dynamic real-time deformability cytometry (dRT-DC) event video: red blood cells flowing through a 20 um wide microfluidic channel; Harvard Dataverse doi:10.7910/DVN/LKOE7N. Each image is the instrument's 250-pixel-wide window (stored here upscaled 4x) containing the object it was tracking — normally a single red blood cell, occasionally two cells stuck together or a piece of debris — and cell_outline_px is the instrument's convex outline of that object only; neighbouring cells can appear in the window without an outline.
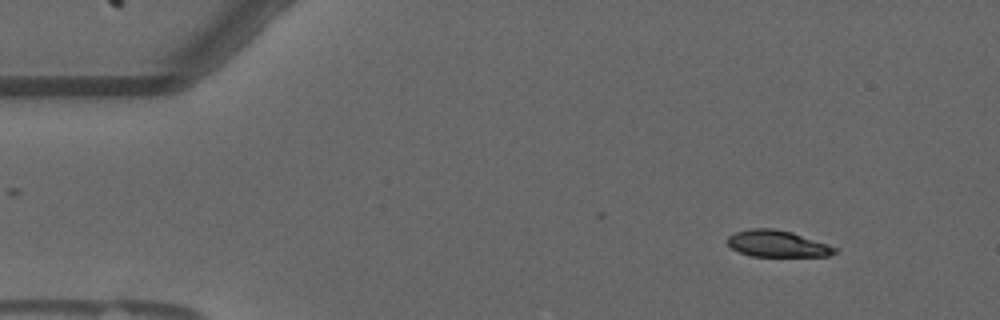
{"species": "common noctule bat (a hibernating species)", "species_latin": "Nyctalus noctula", "temperature_condition": "warm", "stored_images_in_passage": 25, "camera_frame_rate_fps": 3000, "um_per_image_px": 0.085, "animal": {"sex": "male", "forearm_length_mm": 52.5}, "frame": {"image": 1, "passage_image": 6, "time_ms": 1.667, "image_size_px": [1000, 320], "cell_outline_px": [[840, 248], [836, 252], [828, 256], [752, 256], [740, 252], [732, 248], [724, 240], [728, 236], [736, 232], [752, 228], [772, 228], [792, 232]], "centroid_in_image_um": [66.08, 20.71], "position_along_channel_um": 18.9, "area_um2": 16.65}}
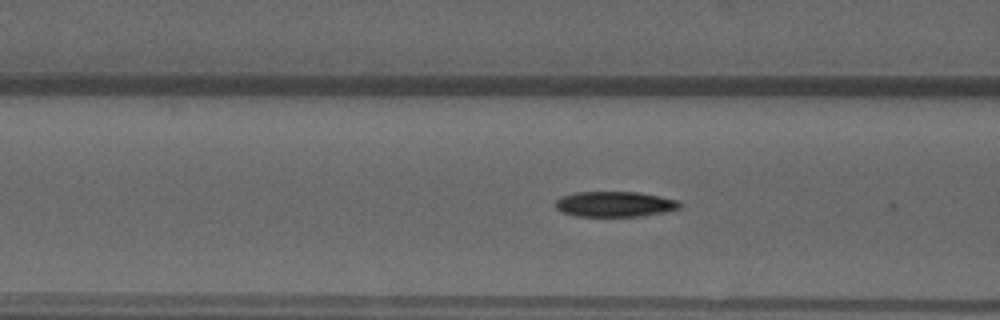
{"frame": {"image": 2, "passage_image": 21, "time_ms": 6.667, "image_size_px": [1000, 320], "cell_outline_px": [[680, 208], [668, 212], [640, 216], [576, 216], [564, 212], [556, 208], [556, 200], [560, 196], [576, 192], [636, 192], [660, 196], [676, 200], [680, 204]], "centroid_in_image_um": [52.26, 17.35], "position_along_channel_um": 114.3, "area_um2": 18.32}}
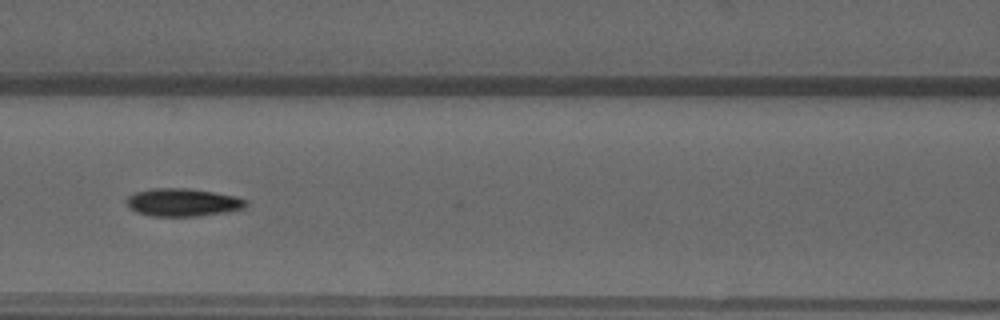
{"frame": {"image": 3, "passage_image": 24, "time_ms": 7.667, "image_size_px": [1000, 320], "cell_outline_px": [[248, 204], [244, 208], [224, 212], [200, 216], [148, 216], [136, 212], [128, 208], [128, 196], [136, 192], [152, 188], [184, 188], [212, 192], [236, 196], [248, 200]], "centroid_in_image_um": [15.54, 17.21], "position_along_channel_um": 151.1, "area_um2": 19.36}}